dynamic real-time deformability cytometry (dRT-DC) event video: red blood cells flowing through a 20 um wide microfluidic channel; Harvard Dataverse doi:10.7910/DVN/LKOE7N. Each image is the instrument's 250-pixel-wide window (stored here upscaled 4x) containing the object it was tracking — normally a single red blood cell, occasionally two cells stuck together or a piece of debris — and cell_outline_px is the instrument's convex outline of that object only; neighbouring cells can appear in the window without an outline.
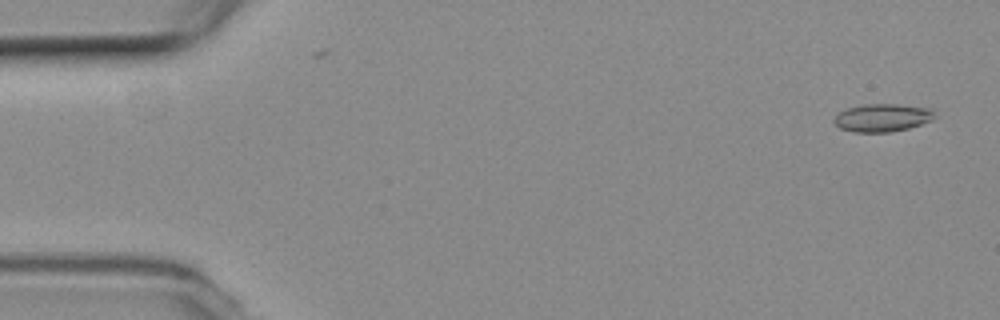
{"species": "common noctule bat (a hibernating species)", "species_latin": "Nyctalus noctula", "temperature_condition": "room temperature", "stored_images_in_passage": 55, "camera_frame_rate_fps": 3000, "um_per_image_px": 0.085, "animal": {"sex": "female", "body_mass_g": 19.3, "forearm_length_mm": 54.1}, "frame": {"image": 1, "passage_image": 3, "time_ms": 0.667, "image_size_px": [1000, 320], "cell_outline_px": [[936, 116], [932, 120], [908, 128], [888, 132], [852, 132], [840, 128], [832, 120], [840, 112], [848, 108], [864, 104], [900, 104], [932, 108]], "centroid_in_image_um": [75.02, 10.0], "position_along_channel_um": 10.0, "area_um2": 16.36}}
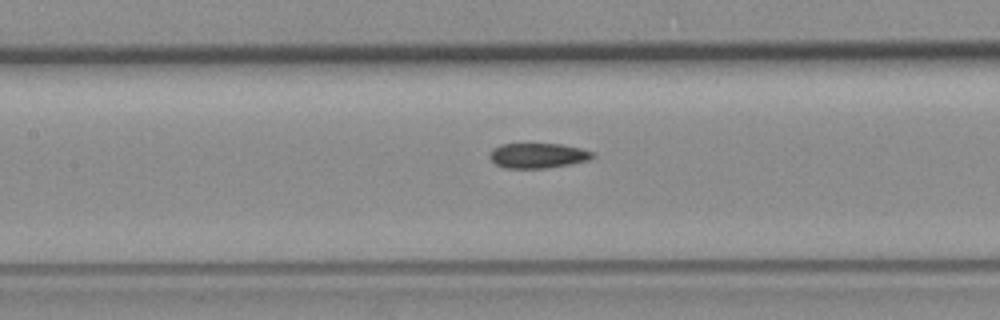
{"frame": {"image": 2, "passage_image": 25, "time_ms": 8.0, "image_size_px": [1000, 320], "cell_outline_px": [[596, 156], [588, 160], [572, 164], [548, 168], [504, 168], [496, 164], [488, 156], [492, 148], [500, 144], [560, 144], [580, 148], [596, 152]], "centroid_in_image_um": [45.74, 13.22], "position_along_channel_um": 161.7, "area_um2": 15.2}}
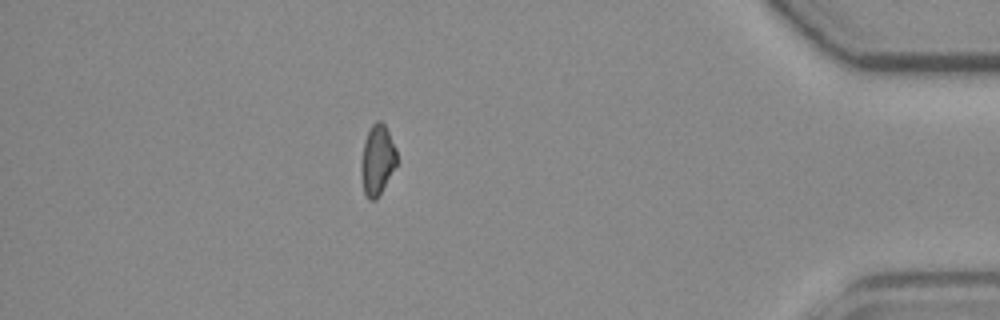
{"frame": {"image": 3, "passage_image": 48, "time_ms": 15.667, "image_size_px": [1000, 320], "cell_outline_px": [[396, 164], [376, 200], [368, 200], [364, 192], [360, 164], [360, 160], [364, 140], [372, 124], [376, 120], [380, 120], [384, 124], [396, 148]], "centroid_in_image_um": [32.04, 13.58], "position_along_channel_um": 403.2, "area_um2": 14.39}, "authors_computed_cell_mechanics": {"area_um2": 15.3748, "velocity_mm_per_s": 3.7926, "shape_relaxation_time_tau1_ms": null, "shape_relaxation_time_tau2_ms": 3.6742, "deformation_change_tau1": null, "deformation_change_tau2": 0.1084}}